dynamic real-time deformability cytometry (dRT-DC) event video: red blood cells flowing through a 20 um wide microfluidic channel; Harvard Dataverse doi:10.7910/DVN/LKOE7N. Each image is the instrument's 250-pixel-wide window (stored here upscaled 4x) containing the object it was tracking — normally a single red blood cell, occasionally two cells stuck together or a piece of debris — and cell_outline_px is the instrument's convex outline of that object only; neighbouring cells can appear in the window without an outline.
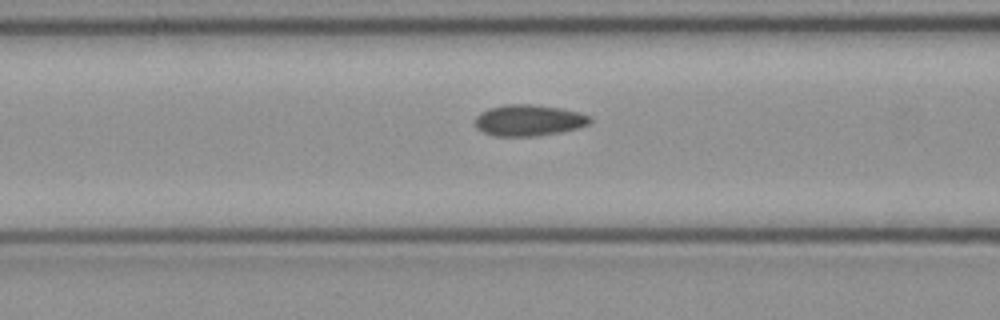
{"species": "common noctule bat (a hibernating species)", "species_latin": "Nyctalus noctula", "temperature_condition": "cold", "stored_images_in_passage": 31, "camera_frame_rate_fps": 3000, "um_per_image_px": 0.085, "animal": {"sex": "female", "body_mass_g": 21.9}, "frame": {"image": 1, "passage_image": 6, "time_ms": 1.667, "image_size_px": [1000, 320], "cell_outline_px": [[592, 120], [588, 124], [576, 128], [560, 132], [536, 136], [492, 136], [476, 128], [476, 116], [480, 112], [488, 108], [504, 104], [532, 104], [560, 108], [580, 112], [592, 116]], "centroid_in_image_um": [44.94, 10.22], "position_along_channel_um": 121.7, "area_um2": 21.04}}
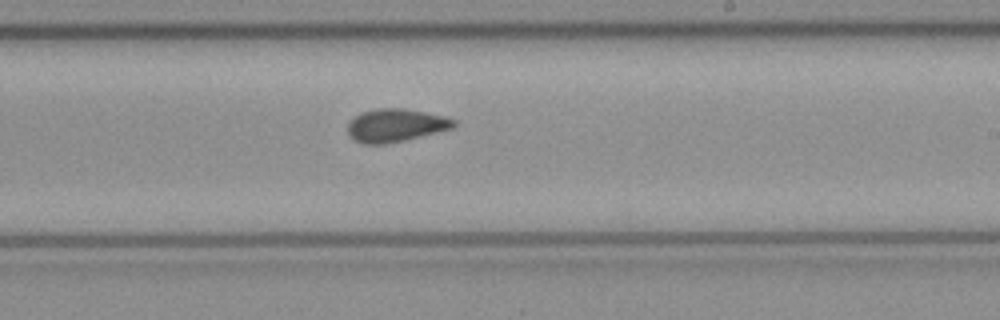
{"frame": {"image": 2, "passage_image": 16, "time_ms": 5.0, "image_size_px": [1000, 320], "cell_outline_px": [[456, 124], [452, 128], [404, 140], [384, 144], [364, 144], [352, 140], [348, 136], [348, 124], [360, 112], [376, 108], [404, 108], [444, 116], [456, 120]], "centroid_in_image_um": [33.59, 10.65], "position_along_channel_um": 255.4, "area_um2": 20.35}}
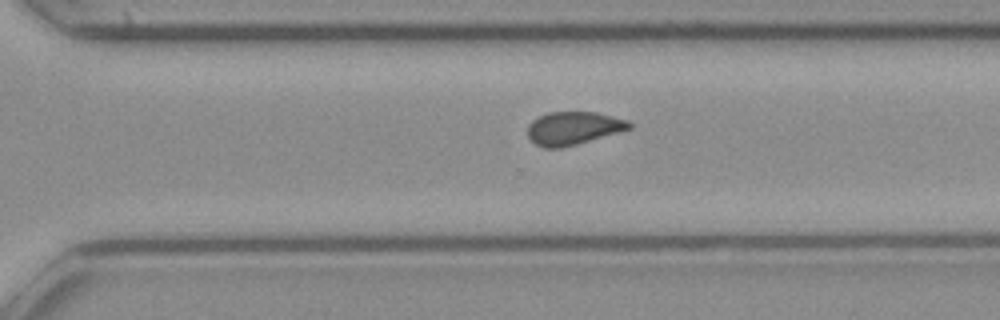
{"frame": {"image": 3, "passage_image": 21, "time_ms": 6.667, "image_size_px": [1000, 320], "cell_outline_px": [[632, 128], [576, 144], [560, 148], [544, 148], [536, 144], [528, 136], [528, 124], [532, 120], [548, 112], [596, 112], [628, 120], [632, 124]], "centroid_in_image_um": [48.72, 10.89], "position_along_channel_um": 321.9, "area_um2": 19.42}, "authors_computed_cell_mechanics": {"area_um2": 20.23, "velocity_mm_per_s": 4.0015, "shape_relaxation_time_tau1_ms": null, "shape_relaxation_time_tau2_ms": 2.5129, "deformation_change_tau1": null, "deformation_change_tau2": 0.0581}}